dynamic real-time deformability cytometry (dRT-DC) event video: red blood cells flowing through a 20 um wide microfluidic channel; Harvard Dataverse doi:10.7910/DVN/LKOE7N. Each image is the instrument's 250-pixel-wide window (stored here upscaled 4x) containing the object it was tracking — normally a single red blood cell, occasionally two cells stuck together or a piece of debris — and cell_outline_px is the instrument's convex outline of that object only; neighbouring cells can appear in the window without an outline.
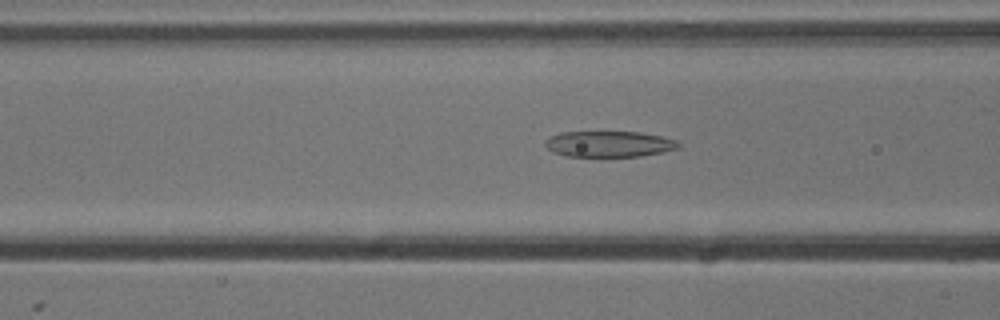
{"species": "common noctule bat (a hibernating species)", "species_latin": "Nyctalus noctula", "temperature_condition": "cold", "stored_images_in_passage": 12, "camera_frame_rate_fps": 3000, "um_per_image_px": 0.085, "animal": {"sex": "male", "body_mass_g": 13.3}, "frame": {"image": 1, "passage_image": 9, "time_ms": 2.667, "image_size_px": [1000, 320], "cell_outline_px": [[680, 144], [676, 148], [664, 152], [640, 156], [564, 156], [552, 152], [544, 144], [544, 140], [560, 132], [640, 132], [660, 136], [676, 140]], "centroid_in_image_um": [51.74, 12.24], "position_along_channel_um": 114.9, "area_um2": 20.06}}